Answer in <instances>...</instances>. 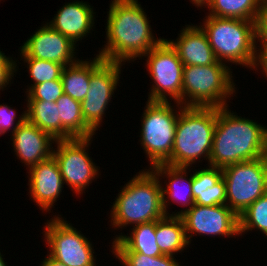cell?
<instances>
[{
	"label": "cell",
	"mask_w": 267,
	"mask_h": 266,
	"mask_svg": "<svg viewBox=\"0 0 267 266\" xmlns=\"http://www.w3.org/2000/svg\"><path fill=\"white\" fill-rule=\"evenodd\" d=\"M140 3L138 0L110 1L105 24L106 41L97 50V55L126 66L129 63L130 66V62L142 60L146 53L165 39L153 33L150 17Z\"/></svg>",
	"instance_id": "6da1fadb"
},
{
	"label": "cell",
	"mask_w": 267,
	"mask_h": 266,
	"mask_svg": "<svg viewBox=\"0 0 267 266\" xmlns=\"http://www.w3.org/2000/svg\"><path fill=\"white\" fill-rule=\"evenodd\" d=\"M229 107L217 108L210 166L224 168L267 155V125L242 117Z\"/></svg>",
	"instance_id": "7a4b0ae2"
},
{
	"label": "cell",
	"mask_w": 267,
	"mask_h": 266,
	"mask_svg": "<svg viewBox=\"0 0 267 266\" xmlns=\"http://www.w3.org/2000/svg\"><path fill=\"white\" fill-rule=\"evenodd\" d=\"M136 172L120 191L108 214L110 227L114 230H124L138 224L163 218L166 214L162 206V187L155 172L145 167Z\"/></svg>",
	"instance_id": "3957f363"
},
{
	"label": "cell",
	"mask_w": 267,
	"mask_h": 266,
	"mask_svg": "<svg viewBox=\"0 0 267 266\" xmlns=\"http://www.w3.org/2000/svg\"><path fill=\"white\" fill-rule=\"evenodd\" d=\"M216 123L217 107L184 106L176 124L172 155L164 164L192 167L206 159L209 165Z\"/></svg>",
	"instance_id": "277c9868"
},
{
	"label": "cell",
	"mask_w": 267,
	"mask_h": 266,
	"mask_svg": "<svg viewBox=\"0 0 267 266\" xmlns=\"http://www.w3.org/2000/svg\"><path fill=\"white\" fill-rule=\"evenodd\" d=\"M198 23L219 62L255 70L257 65L255 21L206 15ZM231 63V65H230Z\"/></svg>",
	"instance_id": "5b68a950"
},
{
	"label": "cell",
	"mask_w": 267,
	"mask_h": 266,
	"mask_svg": "<svg viewBox=\"0 0 267 266\" xmlns=\"http://www.w3.org/2000/svg\"><path fill=\"white\" fill-rule=\"evenodd\" d=\"M232 73L231 67L219 61L206 66H183L182 106H229L238 93Z\"/></svg>",
	"instance_id": "8992f818"
},
{
	"label": "cell",
	"mask_w": 267,
	"mask_h": 266,
	"mask_svg": "<svg viewBox=\"0 0 267 266\" xmlns=\"http://www.w3.org/2000/svg\"><path fill=\"white\" fill-rule=\"evenodd\" d=\"M141 117L139 143L148 168L164 164L172 155L176 124L184 106L176 102L146 101ZM150 165V166H149Z\"/></svg>",
	"instance_id": "52a82bcc"
},
{
	"label": "cell",
	"mask_w": 267,
	"mask_h": 266,
	"mask_svg": "<svg viewBox=\"0 0 267 266\" xmlns=\"http://www.w3.org/2000/svg\"><path fill=\"white\" fill-rule=\"evenodd\" d=\"M63 215L55 212L41 228L47 253L66 266H97L91 238H87ZM95 254V255H94Z\"/></svg>",
	"instance_id": "ba28073f"
},
{
	"label": "cell",
	"mask_w": 267,
	"mask_h": 266,
	"mask_svg": "<svg viewBox=\"0 0 267 266\" xmlns=\"http://www.w3.org/2000/svg\"><path fill=\"white\" fill-rule=\"evenodd\" d=\"M94 56L90 57V87L81 102V109L85 123L98 133L96 131L102 127L106 113H109V103L116 97L117 88L121 87L119 81L125 64L104 60L96 53Z\"/></svg>",
	"instance_id": "9c48e42d"
},
{
	"label": "cell",
	"mask_w": 267,
	"mask_h": 266,
	"mask_svg": "<svg viewBox=\"0 0 267 266\" xmlns=\"http://www.w3.org/2000/svg\"><path fill=\"white\" fill-rule=\"evenodd\" d=\"M150 79L148 101L176 102L182 105L183 63L166 38L143 57ZM146 58V59H144ZM147 67V68H146Z\"/></svg>",
	"instance_id": "30bf717a"
},
{
	"label": "cell",
	"mask_w": 267,
	"mask_h": 266,
	"mask_svg": "<svg viewBox=\"0 0 267 266\" xmlns=\"http://www.w3.org/2000/svg\"><path fill=\"white\" fill-rule=\"evenodd\" d=\"M226 205L240 216L267 192V155L222 168Z\"/></svg>",
	"instance_id": "8fae6325"
},
{
	"label": "cell",
	"mask_w": 267,
	"mask_h": 266,
	"mask_svg": "<svg viewBox=\"0 0 267 266\" xmlns=\"http://www.w3.org/2000/svg\"><path fill=\"white\" fill-rule=\"evenodd\" d=\"M94 137L56 140L53 156L57 160L64 185L73 193L82 196L92 182L101 175L100 167L94 162L91 144ZM95 180V181H94Z\"/></svg>",
	"instance_id": "7c38bea8"
},
{
	"label": "cell",
	"mask_w": 267,
	"mask_h": 266,
	"mask_svg": "<svg viewBox=\"0 0 267 266\" xmlns=\"http://www.w3.org/2000/svg\"><path fill=\"white\" fill-rule=\"evenodd\" d=\"M186 238L191 245L193 237L236 238L239 235V216L227 205L205 206L194 204L181 215Z\"/></svg>",
	"instance_id": "4fadbf2b"
},
{
	"label": "cell",
	"mask_w": 267,
	"mask_h": 266,
	"mask_svg": "<svg viewBox=\"0 0 267 266\" xmlns=\"http://www.w3.org/2000/svg\"><path fill=\"white\" fill-rule=\"evenodd\" d=\"M42 23L19 47V57L43 59L64 66L77 62L80 59L76 56L79 46L51 28L46 21Z\"/></svg>",
	"instance_id": "5bb4252c"
},
{
	"label": "cell",
	"mask_w": 267,
	"mask_h": 266,
	"mask_svg": "<svg viewBox=\"0 0 267 266\" xmlns=\"http://www.w3.org/2000/svg\"><path fill=\"white\" fill-rule=\"evenodd\" d=\"M27 170L29 189L26 191H29V198L43 214L53 213L51 210L55 208V204L57 205L56 202L61 198L65 188L57 160L52 155Z\"/></svg>",
	"instance_id": "9a60e30c"
},
{
	"label": "cell",
	"mask_w": 267,
	"mask_h": 266,
	"mask_svg": "<svg viewBox=\"0 0 267 266\" xmlns=\"http://www.w3.org/2000/svg\"><path fill=\"white\" fill-rule=\"evenodd\" d=\"M151 169L155 172L161 183L162 206L166 215L181 216L194 205L192 193L193 172L191 173V167H174L167 164H158ZM171 203L180 205V211L170 212Z\"/></svg>",
	"instance_id": "2e32d148"
},
{
	"label": "cell",
	"mask_w": 267,
	"mask_h": 266,
	"mask_svg": "<svg viewBox=\"0 0 267 266\" xmlns=\"http://www.w3.org/2000/svg\"><path fill=\"white\" fill-rule=\"evenodd\" d=\"M96 13L87 1H66L46 23L78 46L79 42L81 43L96 31L94 30L95 21H97L95 19L98 17Z\"/></svg>",
	"instance_id": "e0dca14e"
},
{
	"label": "cell",
	"mask_w": 267,
	"mask_h": 266,
	"mask_svg": "<svg viewBox=\"0 0 267 266\" xmlns=\"http://www.w3.org/2000/svg\"><path fill=\"white\" fill-rule=\"evenodd\" d=\"M10 141L14 156L22 166L29 169L31 166L44 161L53 155L56 140L47 132L42 131L36 125L26 119L11 134Z\"/></svg>",
	"instance_id": "ac0fdd59"
},
{
	"label": "cell",
	"mask_w": 267,
	"mask_h": 266,
	"mask_svg": "<svg viewBox=\"0 0 267 266\" xmlns=\"http://www.w3.org/2000/svg\"><path fill=\"white\" fill-rule=\"evenodd\" d=\"M177 39H166L177 51L179 59L184 66H206L215 64L214 52L209 44L206 34L197 24L181 26Z\"/></svg>",
	"instance_id": "d6986e66"
},
{
	"label": "cell",
	"mask_w": 267,
	"mask_h": 266,
	"mask_svg": "<svg viewBox=\"0 0 267 266\" xmlns=\"http://www.w3.org/2000/svg\"><path fill=\"white\" fill-rule=\"evenodd\" d=\"M193 170L192 193L194 204L214 206L226 205V182L222 168L205 165Z\"/></svg>",
	"instance_id": "ffe728a7"
},
{
	"label": "cell",
	"mask_w": 267,
	"mask_h": 266,
	"mask_svg": "<svg viewBox=\"0 0 267 266\" xmlns=\"http://www.w3.org/2000/svg\"><path fill=\"white\" fill-rule=\"evenodd\" d=\"M111 241V253H141L151 257L163 255L156 241V220L135 225L129 229V234L118 233Z\"/></svg>",
	"instance_id": "44dd1931"
},
{
	"label": "cell",
	"mask_w": 267,
	"mask_h": 266,
	"mask_svg": "<svg viewBox=\"0 0 267 266\" xmlns=\"http://www.w3.org/2000/svg\"><path fill=\"white\" fill-rule=\"evenodd\" d=\"M156 241L163 255L177 257L190 247L181 216L165 215L156 220Z\"/></svg>",
	"instance_id": "7402d4cb"
},
{
	"label": "cell",
	"mask_w": 267,
	"mask_h": 266,
	"mask_svg": "<svg viewBox=\"0 0 267 266\" xmlns=\"http://www.w3.org/2000/svg\"><path fill=\"white\" fill-rule=\"evenodd\" d=\"M62 124V140L95 137V133L84 121L81 102L63 94L56 102Z\"/></svg>",
	"instance_id": "603a6c76"
},
{
	"label": "cell",
	"mask_w": 267,
	"mask_h": 266,
	"mask_svg": "<svg viewBox=\"0 0 267 266\" xmlns=\"http://www.w3.org/2000/svg\"><path fill=\"white\" fill-rule=\"evenodd\" d=\"M27 119L55 140H62V124L55 102L26 100Z\"/></svg>",
	"instance_id": "cb8c5ba5"
},
{
	"label": "cell",
	"mask_w": 267,
	"mask_h": 266,
	"mask_svg": "<svg viewBox=\"0 0 267 266\" xmlns=\"http://www.w3.org/2000/svg\"><path fill=\"white\" fill-rule=\"evenodd\" d=\"M266 0H211L207 15L256 21Z\"/></svg>",
	"instance_id": "d4e9b609"
},
{
	"label": "cell",
	"mask_w": 267,
	"mask_h": 266,
	"mask_svg": "<svg viewBox=\"0 0 267 266\" xmlns=\"http://www.w3.org/2000/svg\"><path fill=\"white\" fill-rule=\"evenodd\" d=\"M80 58L74 64L64 67L61 80L63 93L82 102L90 87V58Z\"/></svg>",
	"instance_id": "484cf974"
},
{
	"label": "cell",
	"mask_w": 267,
	"mask_h": 266,
	"mask_svg": "<svg viewBox=\"0 0 267 266\" xmlns=\"http://www.w3.org/2000/svg\"><path fill=\"white\" fill-rule=\"evenodd\" d=\"M19 60L23 61L22 63L19 62ZM16 59V72H18L19 70H21L19 68L20 64L21 66L25 65V67L27 68L26 71H28L27 73L31 79V83L26 85V91H24V93H26L32 86L36 85V84H40L43 82H48L51 80H56V79H61V75H62V71L64 69V65L62 64H58L52 61H47V60H43V59H36V58H20V59ZM19 65V66H18ZM33 81V82H32Z\"/></svg>",
	"instance_id": "4316f807"
},
{
	"label": "cell",
	"mask_w": 267,
	"mask_h": 266,
	"mask_svg": "<svg viewBox=\"0 0 267 266\" xmlns=\"http://www.w3.org/2000/svg\"><path fill=\"white\" fill-rule=\"evenodd\" d=\"M261 232L267 239V192L253 202L239 216V235L249 234L253 231ZM251 231V232H250Z\"/></svg>",
	"instance_id": "83f0119b"
},
{
	"label": "cell",
	"mask_w": 267,
	"mask_h": 266,
	"mask_svg": "<svg viewBox=\"0 0 267 266\" xmlns=\"http://www.w3.org/2000/svg\"><path fill=\"white\" fill-rule=\"evenodd\" d=\"M121 266H182L174 256H146L141 253H112ZM179 261V262H178Z\"/></svg>",
	"instance_id": "f1b7e54d"
},
{
	"label": "cell",
	"mask_w": 267,
	"mask_h": 266,
	"mask_svg": "<svg viewBox=\"0 0 267 266\" xmlns=\"http://www.w3.org/2000/svg\"><path fill=\"white\" fill-rule=\"evenodd\" d=\"M61 79L51 80L32 86L26 93L24 100H43L56 102L63 95Z\"/></svg>",
	"instance_id": "f546056e"
},
{
	"label": "cell",
	"mask_w": 267,
	"mask_h": 266,
	"mask_svg": "<svg viewBox=\"0 0 267 266\" xmlns=\"http://www.w3.org/2000/svg\"><path fill=\"white\" fill-rule=\"evenodd\" d=\"M11 106L5 103L0 104V136L9 132L11 135L27 119V108H23L25 110L18 116L16 115L18 113L17 108L15 110Z\"/></svg>",
	"instance_id": "4dcf8cb0"
},
{
	"label": "cell",
	"mask_w": 267,
	"mask_h": 266,
	"mask_svg": "<svg viewBox=\"0 0 267 266\" xmlns=\"http://www.w3.org/2000/svg\"><path fill=\"white\" fill-rule=\"evenodd\" d=\"M256 51H267V5L255 21Z\"/></svg>",
	"instance_id": "1f68e13d"
},
{
	"label": "cell",
	"mask_w": 267,
	"mask_h": 266,
	"mask_svg": "<svg viewBox=\"0 0 267 266\" xmlns=\"http://www.w3.org/2000/svg\"><path fill=\"white\" fill-rule=\"evenodd\" d=\"M17 74L16 66H0V93L11 87Z\"/></svg>",
	"instance_id": "d6a6232c"
},
{
	"label": "cell",
	"mask_w": 267,
	"mask_h": 266,
	"mask_svg": "<svg viewBox=\"0 0 267 266\" xmlns=\"http://www.w3.org/2000/svg\"><path fill=\"white\" fill-rule=\"evenodd\" d=\"M256 54H257V65L254 71L255 73L260 72L259 74H262L261 76L266 77L264 79H267V51H256Z\"/></svg>",
	"instance_id": "836d02e7"
},
{
	"label": "cell",
	"mask_w": 267,
	"mask_h": 266,
	"mask_svg": "<svg viewBox=\"0 0 267 266\" xmlns=\"http://www.w3.org/2000/svg\"><path fill=\"white\" fill-rule=\"evenodd\" d=\"M11 56H6L4 51L0 50V66H16V58Z\"/></svg>",
	"instance_id": "e575fe53"
},
{
	"label": "cell",
	"mask_w": 267,
	"mask_h": 266,
	"mask_svg": "<svg viewBox=\"0 0 267 266\" xmlns=\"http://www.w3.org/2000/svg\"><path fill=\"white\" fill-rule=\"evenodd\" d=\"M39 266H66L64 263L52 258L48 253Z\"/></svg>",
	"instance_id": "d590c367"
},
{
	"label": "cell",
	"mask_w": 267,
	"mask_h": 266,
	"mask_svg": "<svg viewBox=\"0 0 267 266\" xmlns=\"http://www.w3.org/2000/svg\"><path fill=\"white\" fill-rule=\"evenodd\" d=\"M189 1L190 3L193 4L192 6H195L198 10H200V8L201 9L207 8L211 3V0H189Z\"/></svg>",
	"instance_id": "8d00e7d4"
},
{
	"label": "cell",
	"mask_w": 267,
	"mask_h": 266,
	"mask_svg": "<svg viewBox=\"0 0 267 266\" xmlns=\"http://www.w3.org/2000/svg\"><path fill=\"white\" fill-rule=\"evenodd\" d=\"M3 256H5V254L3 255V253H1V249H0V266H8V262L7 261H5L4 259V257Z\"/></svg>",
	"instance_id": "74e56055"
}]
</instances>
